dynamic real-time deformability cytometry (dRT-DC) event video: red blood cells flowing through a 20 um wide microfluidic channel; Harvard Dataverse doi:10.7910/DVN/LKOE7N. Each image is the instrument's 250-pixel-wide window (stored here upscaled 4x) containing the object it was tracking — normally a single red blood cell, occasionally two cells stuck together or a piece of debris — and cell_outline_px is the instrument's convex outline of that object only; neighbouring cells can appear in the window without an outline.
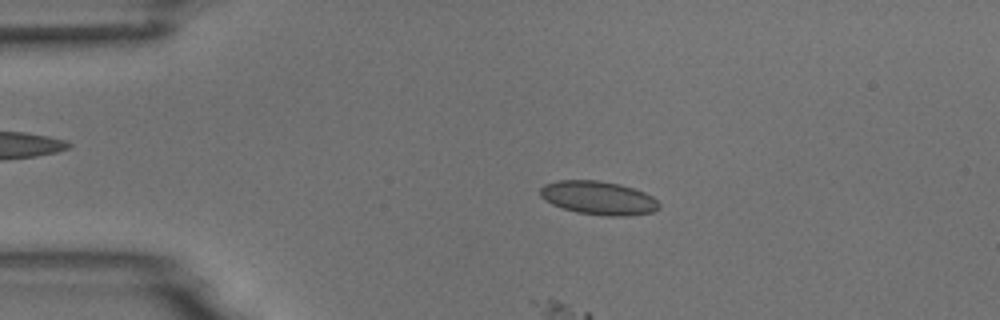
{"species": "common noctule bat (a hibernating species)", "species_latin": "Nyctalus noctula", "temperature_condition": "room temperature", "stored_images_in_passage": 8, "camera_frame_rate_fps": 3000, "um_per_image_px": 0.085, "animal": {"sex": "male", "body_mass_g": 18.8}, "frame": {"image": 1, "passage_image": 3, "time_ms": 2.333, "image_size_px": [1000, 320], "cell_outline_px": [[660, 208], [652, 212], [624, 216], [608, 216], [576, 212], [552, 204], [544, 200], [540, 196], [540, 188], [544, 184], [560, 180], [596, 180], [620, 184], [644, 192], [652, 196], [660, 204]], "centroid_in_image_um": [50.86, 16.82], "position_along_channel_um": 34.1, "area_um2": 23.18}}